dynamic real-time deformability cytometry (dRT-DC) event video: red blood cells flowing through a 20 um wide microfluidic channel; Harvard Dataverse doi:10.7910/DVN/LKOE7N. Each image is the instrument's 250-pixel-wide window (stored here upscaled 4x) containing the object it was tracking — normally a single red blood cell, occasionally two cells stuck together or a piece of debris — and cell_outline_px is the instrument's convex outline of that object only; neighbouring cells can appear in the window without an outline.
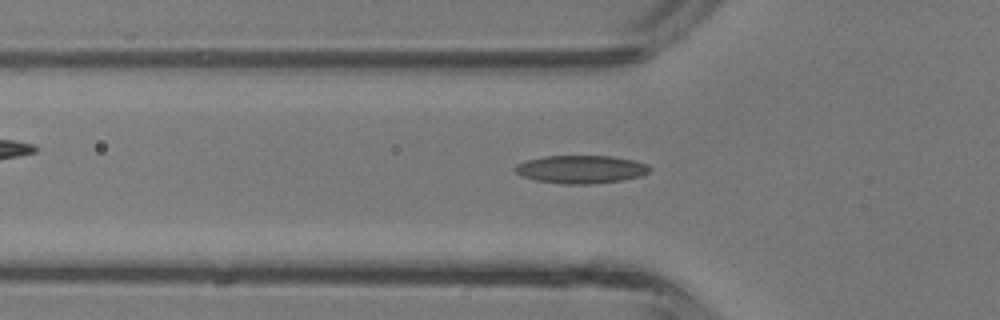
{"species": "common noctule bat (a hibernating species)", "species_latin": "Nyctalus noctula", "temperature_condition": "room temperature", "stored_images_in_passage": 35, "camera_frame_rate_fps": 3000, "um_per_image_px": 0.085, "animal": {"sex": "male", "body_mass_g": 13.3}, "frame": {"image": 1, "passage_image": 12, "time_ms": 3.667, "image_size_px": [1000, 320], "cell_outline_px": [[652, 168], [648, 172], [640, 176], [620, 180], [588, 184], [564, 184], [536, 180], [520, 176], [512, 168], [516, 164], [528, 160], [544, 156], [612, 156], [632, 160], [648, 164]], "centroid_in_image_um": [49.35, 14.39], "position_along_channel_um": 76.4, "area_um2": 21.91}}
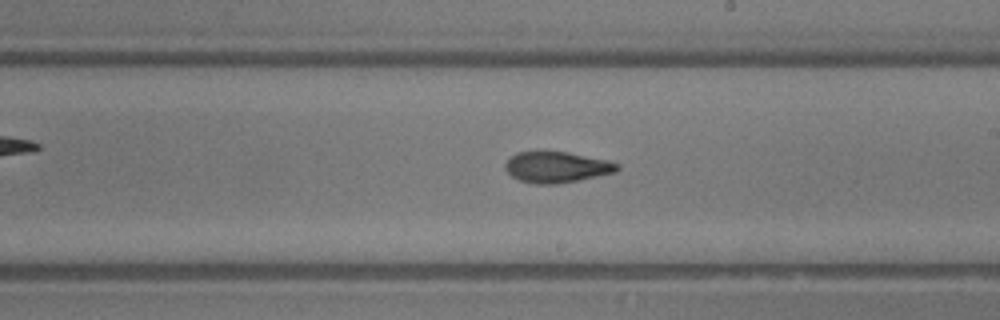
{"frame": {"image": 2, "passage_image": 22, "time_ms": 7.0, "image_size_px": [1000, 320], "cell_outline_px": [[620, 168], [616, 172], [580, 180], [556, 184], [536, 184], [520, 180], [512, 176], [504, 168], [504, 164], [516, 152], [544, 148], [568, 152], [608, 160], [620, 164]], "centroid_in_image_um": [47.3, 14.16], "position_along_channel_um": 241.7, "area_um2": 20.92}}
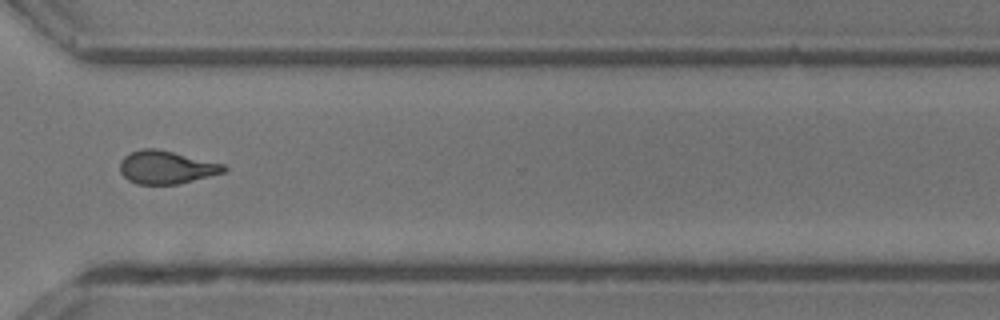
{"frame": {"image": 3, "passage_image": 29, "time_ms": 9.333, "image_size_px": [1000, 320], "cell_outline_px": [[228, 168], [224, 172], [180, 184], [136, 184], [128, 180], [120, 172], [120, 160], [124, 156], [132, 152], [144, 148], [156, 148], [224, 164]], "centroid_in_image_um": [14.12, 14.22], "position_along_channel_um": 356.5, "area_um2": 19.94}, "authors_computed_cell_mechanics": {"area_um2": 20.1722, "velocity_mm_per_s": 4.9231, "shape_relaxation_time_tau1_ms": 10.3624, "shape_relaxation_time_tau2_ms": 1.6063, "deformation_change_tau1": 0.3037, "deformation_change_tau2": 0.0893}}